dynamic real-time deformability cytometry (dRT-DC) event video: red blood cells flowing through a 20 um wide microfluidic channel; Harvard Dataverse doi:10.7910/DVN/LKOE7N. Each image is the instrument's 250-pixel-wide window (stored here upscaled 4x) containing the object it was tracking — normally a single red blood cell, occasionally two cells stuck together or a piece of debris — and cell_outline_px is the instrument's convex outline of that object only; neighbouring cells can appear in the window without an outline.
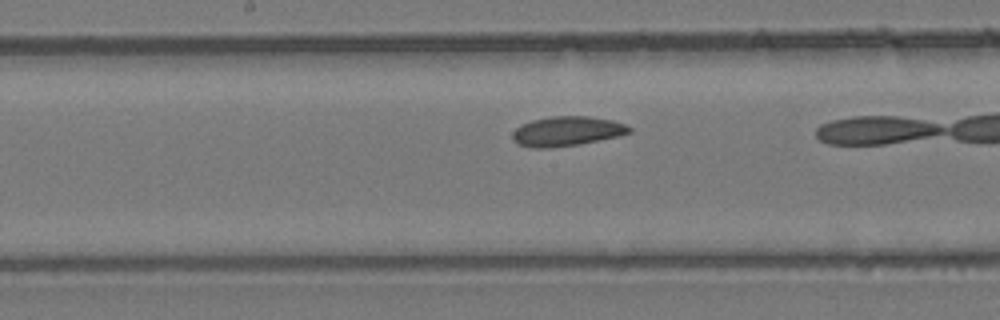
{"species": "common noctule bat (a hibernating species)", "species_latin": "Nyctalus noctula", "temperature_condition": "room temperature", "stored_images_in_passage": 21, "camera_frame_rate_fps": 3000, "um_per_image_px": 0.085, "animal": {"sex": "female", "body_mass_g": 24.6, "forearm_length_mm": 56.2}, "frame": {"image": 1, "passage_image": 12, "time_ms": 3.667, "image_size_px": [1000, 320], "cell_outline_px": [[632, 132], [616, 136], [580, 144], [548, 148], [532, 148], [516, 144], [512, 140], [512, 132], [520, 124], [532, 120], [552, 116], [588, 116], [612, 120], [624, 124], [632, 128]], "centroid_in_image_um": [48.13, 11.16], "position_along_channel_um": 200.1, "area_um2": 20.23}}